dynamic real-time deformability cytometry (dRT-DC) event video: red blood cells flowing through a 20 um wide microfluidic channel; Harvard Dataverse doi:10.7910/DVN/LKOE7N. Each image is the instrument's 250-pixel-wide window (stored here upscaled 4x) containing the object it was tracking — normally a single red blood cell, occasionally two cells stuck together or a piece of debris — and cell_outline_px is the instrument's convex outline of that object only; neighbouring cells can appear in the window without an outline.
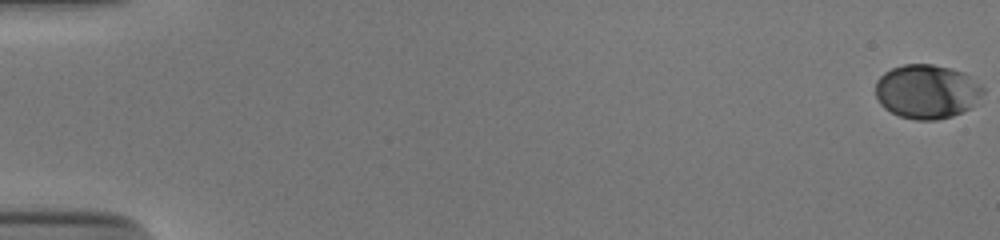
{"species": "human", "species_latin": "Homo sapiens", "temperature_condition": "cold", "stored_images_in_passage": 55, "camera_frame_rate_fps": 3000, "um_per_image_px": 0.085, "donor": {"sex": "male"}, "frame": {"image": 1, "passage_image": 1, "time_ms": 0.0, "image_size_px": [1000, 240], "cell_outline_px": [[984, 92], [972, 108], [952, 116], [936, 120], [916, 120], [900, 116], [884, 108], [880, 104], [876, 96], [876, 80], [884, 72], [892, 68], [904, 64], [932, 64], [964, 72], [984, 88]], "centroid_in_image_um": [78.78, 7.78], "position_along_channel_um": 6.2, "area_um2": 33.99}}
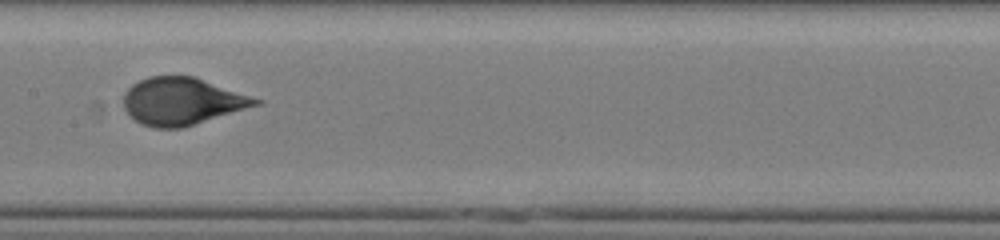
{"frame": {"image": 2, "passage_image": 30, "time_ms": 9.667, "image_size_px": [1000, 240], "cell_outline_px": [[264, 104], [180, 128], [156, 128], [140, 124], [124, 108], [124, 92], [132, 84], [148, 76], [196, 76], [264, 100]], "centroid_in_image_um": [15.53, 8.59], "position_along_channel_um": 191.9, "area_um2": 36.65}}
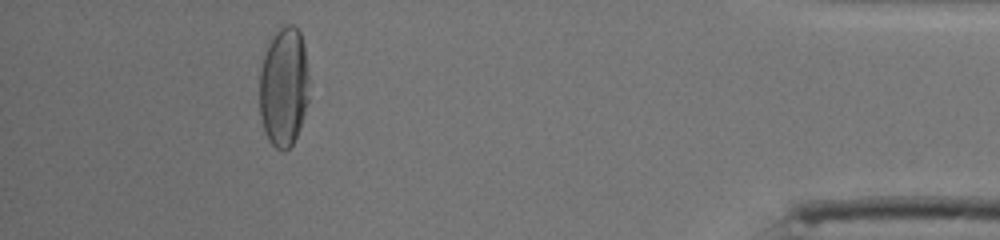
{"frame": {"image": 3, "passage_image": 51, "time_ms": 16.667, "image_size_px": [1000, 240], "cell_outline_px": [[308, 100], [300, 128], [292, 144], [284, 152], [276, 148], [268, 140], [260, 116], [260, 72], [264, 56], [268, 44], [276, 28], [284, 24], [292, 24], [300, 32], [304, 44], [308, 76]], "centroid_in_image_um": [24.12, 7.36], "position_along_channel_um": 411.1, "area_um2": 34.68}, "authors_computed_cell_mechanics": {"area_um2": 35.3158, "velocity_mm_per_s": 3.8429, "shape_relaxation_time_tau1_ms": 4.6691, "shape_relaxation_time_tau2_ms": null, "deformation_change_tau1": 0.2044, "deformation_change_tau2": null}}